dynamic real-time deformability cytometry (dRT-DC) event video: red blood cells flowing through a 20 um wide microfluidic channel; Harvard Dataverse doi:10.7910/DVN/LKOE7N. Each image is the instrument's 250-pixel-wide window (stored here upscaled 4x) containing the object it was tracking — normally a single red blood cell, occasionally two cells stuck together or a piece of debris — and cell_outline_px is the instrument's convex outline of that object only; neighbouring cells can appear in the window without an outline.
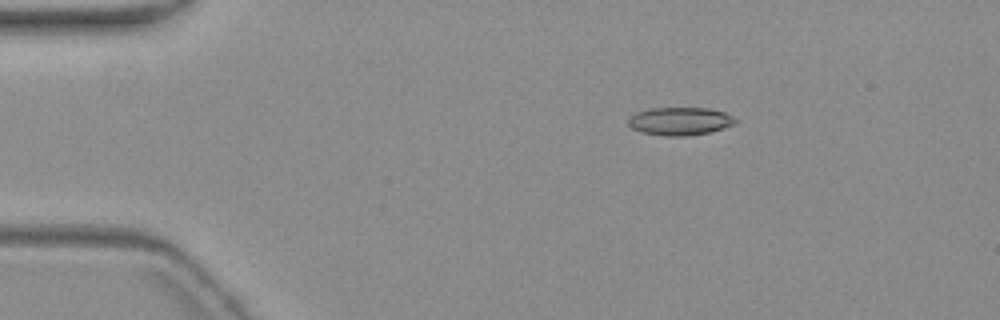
{"species": "common noctule bat (a hibernating species)", "species_latin": "Nyctalus noctula", "temperature_condition": "warm", "stored_images_in_passage": 5, "camera_frame_rate_fps": 3000, "um_per_image_px": 0.085, "animal": {"sex": "female", "body_mass_g": 19.3, "forearm_length_mm": 54.1}, "frame": {"image": 1, "passage_image": 3, "time_ms": 2.667, "image_size_px": [1000, 320], "cell_outline_px": [[736, 124], [724, 128], [708, 132], [684, 136], [664, 136], [640, 132], [632, 128], [628, 124], [628, 120], [636, 112], [648, 108], [708, 108], [724, 112], [732, 116], [736, 120]], "centroid_in_image_um": [57.78, 10.3], "position_along_channel_um": 27.2, "area_um2": 17.46}}